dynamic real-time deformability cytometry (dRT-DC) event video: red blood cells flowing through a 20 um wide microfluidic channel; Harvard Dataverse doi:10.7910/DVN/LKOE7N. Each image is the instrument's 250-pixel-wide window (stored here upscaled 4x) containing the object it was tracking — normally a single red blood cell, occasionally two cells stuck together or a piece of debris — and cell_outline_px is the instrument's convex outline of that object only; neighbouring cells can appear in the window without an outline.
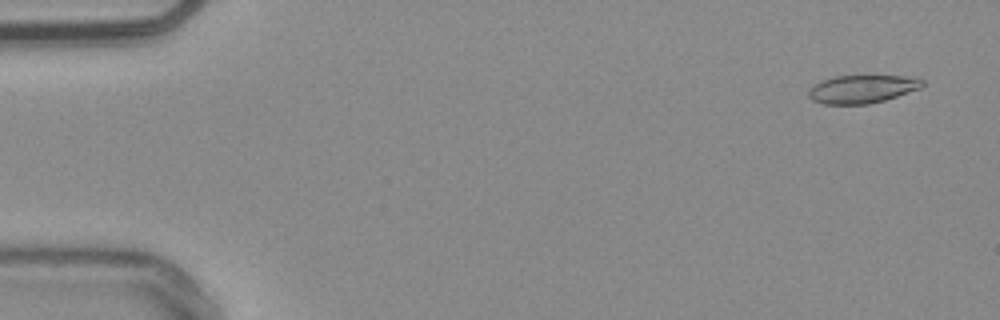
{"species": "common noctule bat (a hibernating species)", "species_latin": "Nyctalus noctula", "temperature_condition": "warm", "stored_images_in_passage": 53, "camera_frame_rate_fps": 3000, "um_per_image_px": 0.085, "animal": {"sex": "male", "body_mass_g": 20.4}, "frame": {"image": 1, "passage_image": 3, "time_ms": 0.667, "image_size_px": [1000, 320], "cell_outline_px": [[924, 84], [920, 88], [884, 100], [868, 104], [824, 104], [812, 100], [808, 96], [808, 88], [820, 80], [832, 76], [912, 76], [924, 80]], "centroid_in_image_um": [73.24, 7.56], "position_along_channel_um": 11.8, "area_um2": 18.73}}
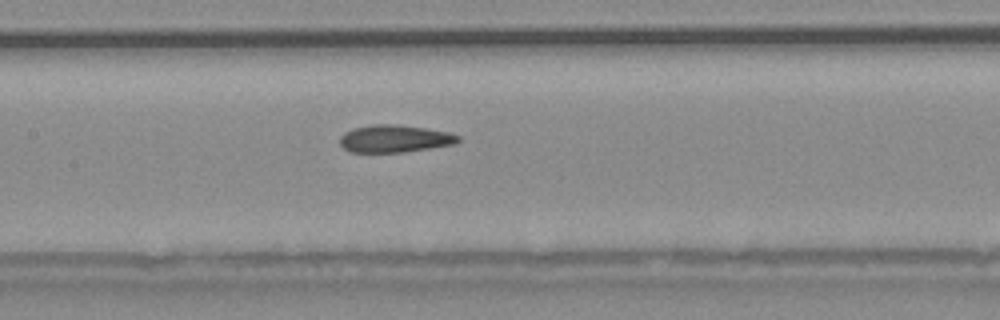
{"frame": {"image": 2, "passage_image": 26, "time_ms": 8.333, "image_size_px": [1000, 320], "cell_outline_px": [[460, 140], [452, 144], [404, 152], [352, 152], [344, 148], [340, 144], [340, 136], [344, 132], [352, 128], [372, 124], [396, 124], [424, 128], [448, 132], [460, 136]], "centroid_in_image_um": [33.5, 11.78], "position_along_channel_um": 173.9, "area_um2": 18.79}}
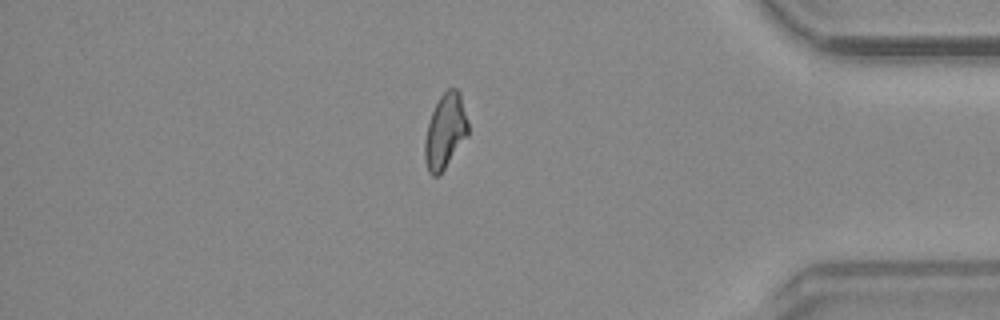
{"frame": {"image": 3, "passage_image": 46, "time_ms": 15.0, "image_size_px": [1000, 320], "cell_outline_px": [[468, 136], [440, 176], [432, 176], [428, 172], [424, 160], [424, 144], [428, 124], [432, 112], [440, 96], [448, 88], [456, 88], [460, 92], [468, 120]], "centroid_in_image_um": [37.85, 11.19], "position_along_channel_um": 397.4, "area_um2": 19.13}}